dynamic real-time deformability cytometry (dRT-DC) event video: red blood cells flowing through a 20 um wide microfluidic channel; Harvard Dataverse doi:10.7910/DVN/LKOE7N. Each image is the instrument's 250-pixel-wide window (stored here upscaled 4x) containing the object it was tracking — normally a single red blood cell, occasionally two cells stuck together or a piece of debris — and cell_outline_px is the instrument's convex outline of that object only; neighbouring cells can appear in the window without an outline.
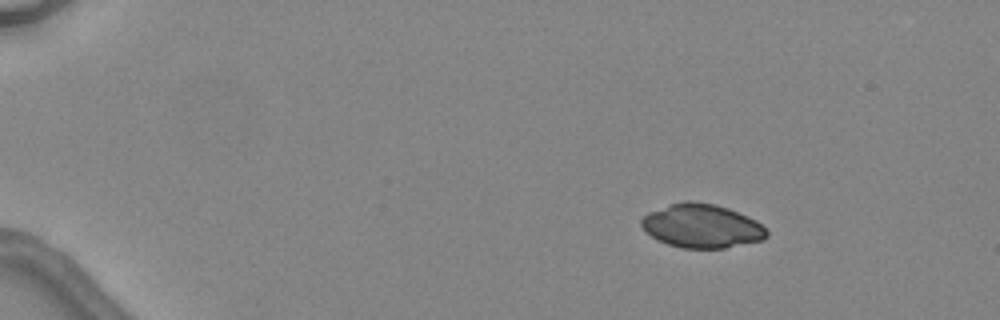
{"species": "common noctule bat (a hibernating species)", "species_latin": "Nyctalus noctula", "temperature_condition": "warm", "stored_images_in_passage": 5, "camera_frame_rate_fps": 3000, "um_per_image_px": 0.085, "animal": {"sex": "female", "body_mass_g": 24.6, "forearm_length_mm": 56.2}, "frame": {"image": 1, "passage_image": 2, "time_ms": 1.0, "image_size_px": [1000, 320], "cell_outline_px": [[768, 236], [764, 240], [724, 248], [684, 248], [668, 244], [652, 236], [640, 224], [640, 220], [648, 212], [684, 200], [692, 200], [716, 204], [728, 208], [748, 216], [756, 220], [768, 232]], "centroid_in_image_um": [59.68, 19.2], "position_along_channel_um": 25.3, "area_um2": 31.85}}